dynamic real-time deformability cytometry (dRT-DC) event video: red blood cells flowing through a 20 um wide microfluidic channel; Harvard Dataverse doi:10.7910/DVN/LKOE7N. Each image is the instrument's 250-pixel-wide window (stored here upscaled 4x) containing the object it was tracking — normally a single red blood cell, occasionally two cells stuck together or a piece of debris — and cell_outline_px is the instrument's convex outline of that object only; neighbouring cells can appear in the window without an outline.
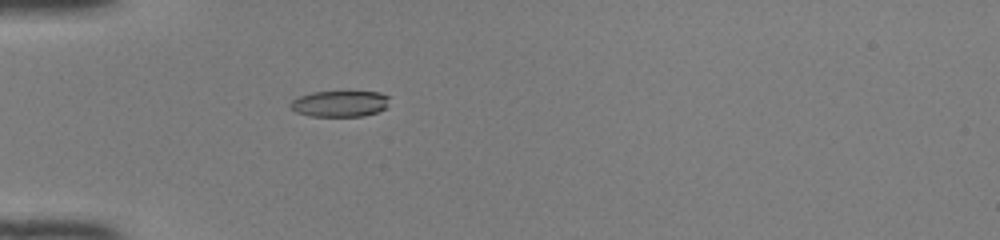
{"species": "common noctule bat (a hibernating species)", "species_latin": "Nyctalus noctula", "temperature_condition": "room temperature", "stored_images_in_passage": 35, "camera_frame_rate_fps": 3000, "um_per_image_px": 0.085, "animal": {"sex": "female", "body_mass_g": 22.0, "forearm_length_mm": 56.7}, "frame": {"image": 1, "passage_image": 1, "time_ms": 0.0, "image_size_px": [1000, 240], "cell_outline_px": [[388, 104], [384, 108], [376, 112], [364, 116], [312, 116], [296, 112], [288, 104], [292, 100], [300, 96], [312, 92], [380, 92], [388, 96]], "centroid_in_image_um": [28.87, 8.81], "position_along_channel_um": 56.1, "area_um2": 14.91}}
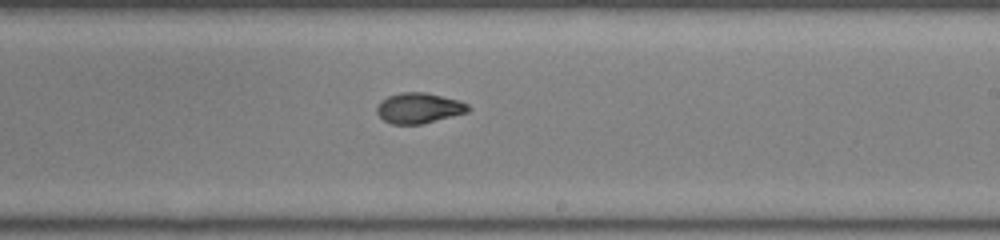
{"frame": {"image": 2, "passage_image": 16, "time_ms": 5.0, "image_size_px": [1000, 240], "cell_outline_px": [[472, 108], [468, 112], [420, 124], [392, 124], [384, 120], [376, 112], [376, 108], [388, 96], [400, 92], [424, 92], [460, 100], [468, 104]], "centroid_in_image_um": [35.64, 9.18], "position_along_channel_um": 253.4, "area_um2": 16.07}}
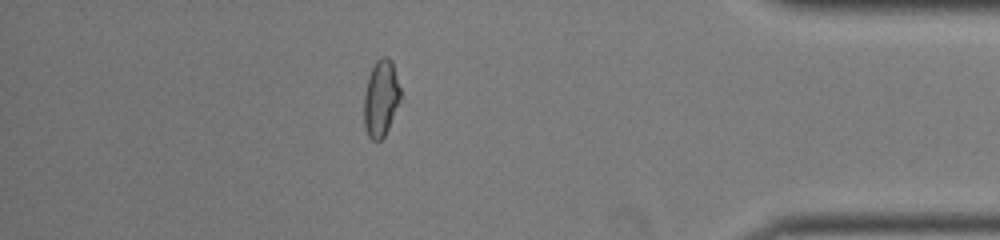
{"frame": {"image": 3, "passage_image": 29, "time_ms": 9.333, "image_size_px": [1000, 240], "cell_outline_px": [[400, 96], [388, 128], [384, 136], [380, 140], [372, 140], [368, 136], [364, 124], [364, 96], [368, 76], [376, 60], [380, 56], [388, 56], [392, 60], [400, 88]], "centroid_in_image_um": [32.36, 8.31], "position_along_channel_um": 402.8, "area_um2": 16.07}, "authors_computed_cell_mechanics": {"area_um2": 16.2996, "velocity_mm_per_s": 4.1527, "shape_relaxation_time_tau1_ms": 6.0328, "shape_relaxation_time_tau2_ms": 1.802, "deformation_change_tau1": 0.1694, "deformation_change_tau2": 0.0673}}